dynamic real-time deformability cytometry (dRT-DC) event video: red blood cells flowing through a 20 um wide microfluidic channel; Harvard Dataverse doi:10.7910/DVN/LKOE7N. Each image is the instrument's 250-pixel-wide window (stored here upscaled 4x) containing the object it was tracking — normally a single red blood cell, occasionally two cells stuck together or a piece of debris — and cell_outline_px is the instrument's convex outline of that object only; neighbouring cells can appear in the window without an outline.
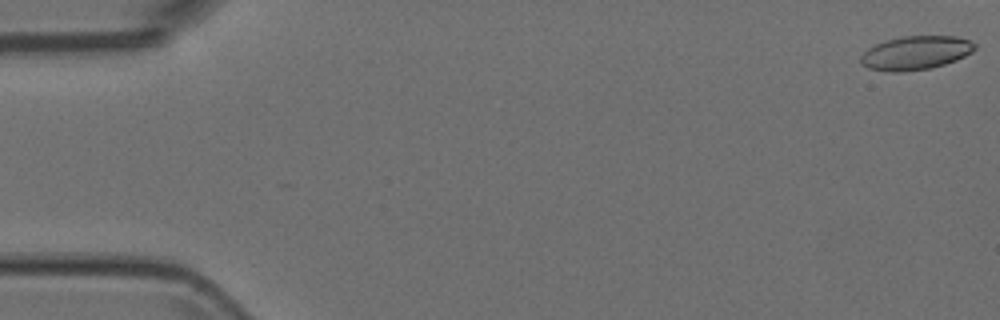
{"species": "Egyptian fruit bat (a non-hibernating species)", "species_latin": "Rousettus aegyptiacus", "temperature_condition": "room temperature", "stored_images_in_passage": 43, "camera_frame_rate_fps": 3000, "um_per_image_px": 0.085, "animal": {"sex": "female"}, "frame": {"image": 1, "passage_image": 1, "time_ms": 0.0, "image_size_px": [1000, 320], "cell_outline_px": [[976, 48], [972, 52], [956, 60], [944, 64], [928, 68], [900, 72], [888, 72], [868, 68], [860, 64], [860, 56], [868, 48], [876, 44], [888, 40], [904, 36], [956, 36], [968, 40], [976, 44]], "centroid_in_image_um": [77.81, 4.5], "position_along_channel_um": 7.2, "area_um2": 22.31}}
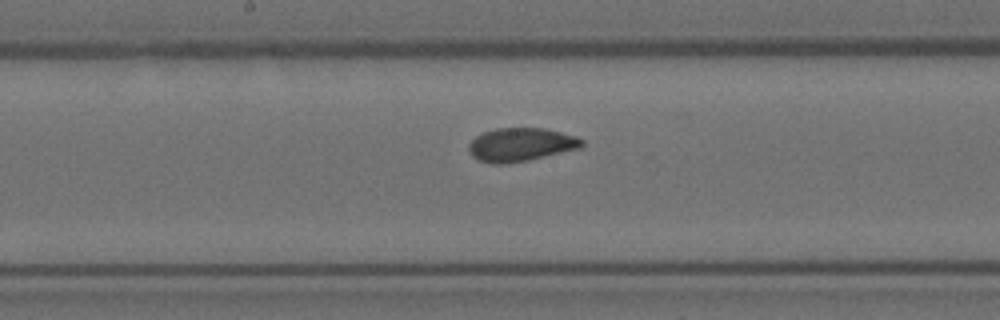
{"frame": {"image": 2, "passage_image": 28, "time_ms": 9.0, "image_size_px": [1000, 320], "cell_outline_px": [[584, 144], [580, 148], [528, 160], [508, 164], [492, 164], [480, 160], [472, 156], [468, 152], [468, 144], [476, 136], [484, 132], [496, 128], [544, 128], [576, 136], [584, 140]], "centroid_in_image_um": [44.25, 12.29], "position_along_channel_um": 203.9, "area_um2": 22.08}}
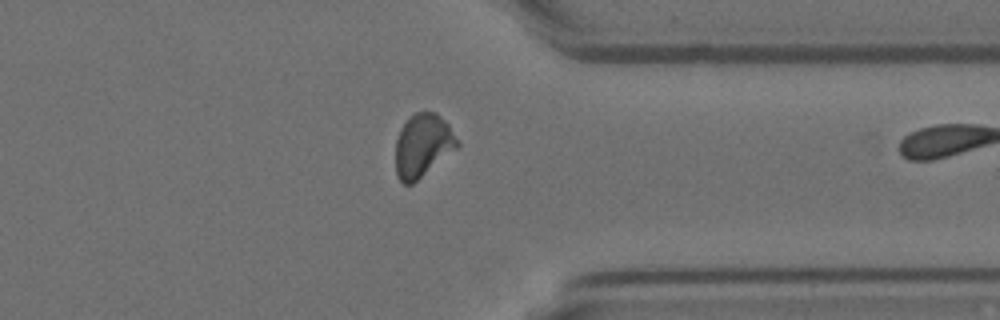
{"frame": {"image": 3, "passage_image": 42, "time_ms": 13.667, "image_size_px": [1000, 320], "cell_outline_px": [[460, 144], [456, 148], [412, 184], [404, 184], [396, 176], [396, 140], [400, 128], [408, 116], [416, 112], [436, 112], [448, 124], [460, 140]], "centroid_in_image_um": [35.92, 12.33], "position_along_channel_um": 375.5, "area_um2": 22.66}}